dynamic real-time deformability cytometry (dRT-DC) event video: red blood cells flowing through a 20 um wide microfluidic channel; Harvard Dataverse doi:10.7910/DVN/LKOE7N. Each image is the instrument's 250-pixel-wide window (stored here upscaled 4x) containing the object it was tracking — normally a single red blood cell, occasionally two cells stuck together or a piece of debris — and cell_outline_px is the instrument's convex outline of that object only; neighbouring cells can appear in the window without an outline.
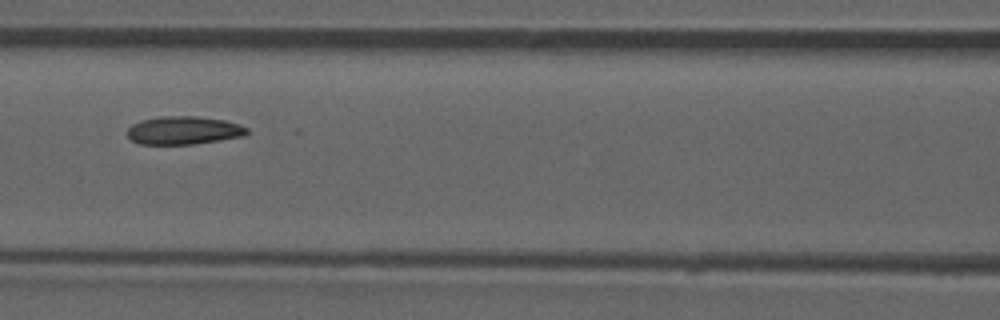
{"species": "common noctule bat (a hibernating species)", "species_latin": "Nyctalus noctula", "temperature_condition": "room temperature", "stored_images_in_passage": 54, "camera_frame_rate_fps": 3000, "um_per_image_px": 0.085, "animal": {"sex": "male", "forearm_length_mm": 52.5}, "frame": {"image": 1, "passage_image": 24, "time_ms": 7.667, "image_size_px": [1000, 320], "cell_outline_px": [[248, 132], [244, 136], [196, 144], [140, 144], [132, 140], [128, 136], [128, 128], [132, 124], [140, 120], [160, 116], [192, 116], [224, 120], [240, 124], [248, 128]], "centroid_in_image_um": [15.61, 11.08], "position_along_channel_um": 151.0, "area_um2": 19.65}, "authors_computed_cell_mechanics": {"area_um2": 20.1144, "velocity_mm_per_s": 3.8406, "shape_relaxation_time_tau1_ms": 9.6588, "shape_relaxation_time_tau2_ms": 3.6407, "deformation_change_tau1": 0.1437, "deformation_change_tau2": 0.0961}}